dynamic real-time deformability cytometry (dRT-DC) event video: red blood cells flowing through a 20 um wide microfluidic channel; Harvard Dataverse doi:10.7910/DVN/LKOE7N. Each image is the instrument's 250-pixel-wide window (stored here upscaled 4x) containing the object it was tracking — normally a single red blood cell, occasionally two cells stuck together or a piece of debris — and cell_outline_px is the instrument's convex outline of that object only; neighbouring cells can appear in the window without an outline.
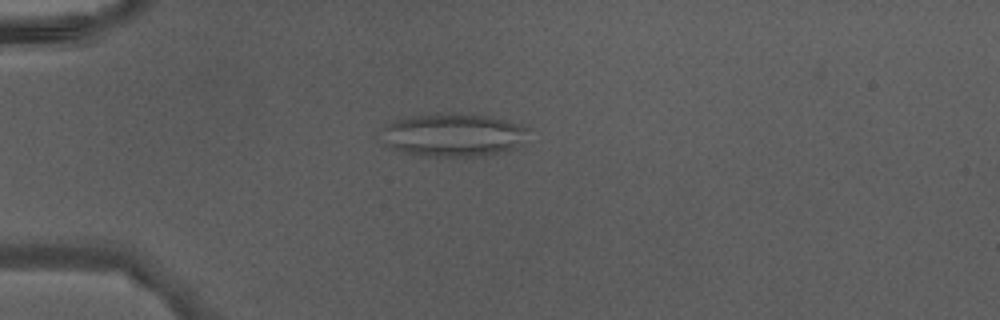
{"species": "Egyptian fruit bat (a non-hibernating species)", "species_latin": "Rousettus aegyptiacus", "temperature_condition": "warm", "stored_images_in_passage": 35, "camera_frame_rate_fps": 3000, "um_per_image_px": 0.085, "animal": {"sex": "male"}, "frame": {"image": 1, "passage_image": 1, "time_ms": 0.0, "image_size_px": [1000, 320], "cell_outline_px": [[528, 128], [524, 144], [516, 148], [484, 156], [424, 156], [404, 152], [392, 148], [384, 144], [376, 132], [392, 120], [412, 116], [436, 112], [444, 112], [488, 116], [520, 124]], "centroid_in_image_um": [38.45, 11.46], "position_along_channel_um": 46.5, "area_um2": 37.69}}
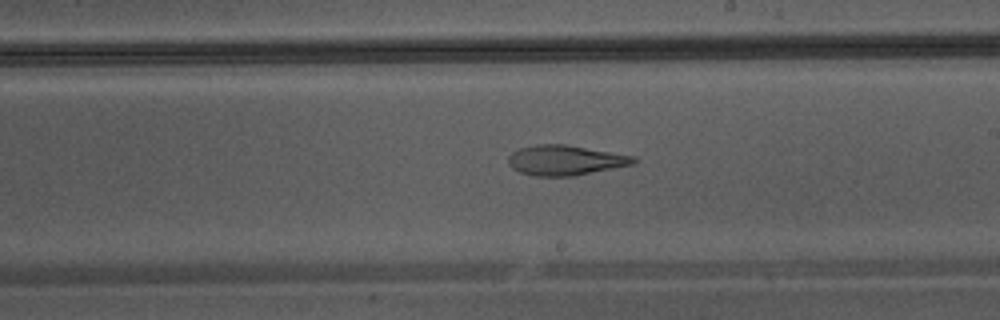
{"frame": {"image": 2, "passage_image": 16, "time_ms": 5.0, "image_size_px": [1000, 320], "cell_outline_px": [[636, 164], [572, 176], [536, 176], [520, 172], [512, 168], [508, 164], [508, 156], [512, 152], [520, 148], [536, 144], [564, 144], [636, 156]], "centroid_in_image_um": [48.05, 13.62], "position_along_channel_um": 240.9, "area_um2": 21.96}}